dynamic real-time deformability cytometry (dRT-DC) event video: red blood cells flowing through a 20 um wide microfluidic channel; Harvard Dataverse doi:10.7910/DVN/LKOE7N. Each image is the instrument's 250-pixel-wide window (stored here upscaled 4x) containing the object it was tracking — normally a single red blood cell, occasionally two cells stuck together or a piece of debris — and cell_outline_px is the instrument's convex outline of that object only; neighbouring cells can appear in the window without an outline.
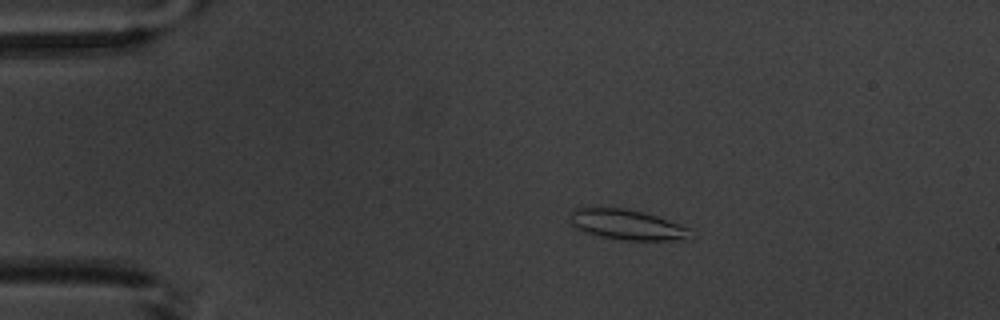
{"species": "common noctule bat (a hibernating species)", "species_latin": "Nyctalus noctula", "temperature_condition": "warm", "stored_images_in_passage": 3, "camera_frame_rate_fps": 3000, "um_per_image_px": 0.085, "animal": {"sex": "male", "body_mass_g": 20.1, "forearm_length_mm": 53.5}, "frame": {"image": 1, "passage_image": 1, "time_ms": 0.0, "image_size_px": [1000, 320], "cell_outline_px": [[692, 240], [624, 240], [600, 236], [584, 232], [576, 228], [568, 220], [572, 212], [580, 204], [624, 208], [656, 216], [692, 228]], "centroid_in_image_um": [53.26, 19.07], "position_along_channel_um": 31.7, "area_um2": 21.96}}
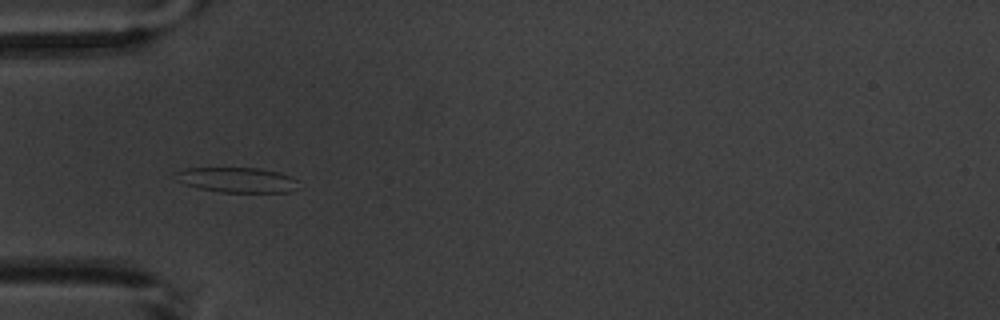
{"frame": {"image": 2, "passage_image": 3, "time_ms": 2.333, "image_size_px": [1000, 320], "cell_outline_px": [[296, 180], [288, 192], [220, 192], [200, 188], [184, 184], [176, 180], [172, 176], [172, 172], [184, 168], [260, 168], [280, 172], [292, 176]], "centroid_in_image_um": [20.02, 15.27], "position_along_channel_um": 65.0, "area_um2": 17.92}}